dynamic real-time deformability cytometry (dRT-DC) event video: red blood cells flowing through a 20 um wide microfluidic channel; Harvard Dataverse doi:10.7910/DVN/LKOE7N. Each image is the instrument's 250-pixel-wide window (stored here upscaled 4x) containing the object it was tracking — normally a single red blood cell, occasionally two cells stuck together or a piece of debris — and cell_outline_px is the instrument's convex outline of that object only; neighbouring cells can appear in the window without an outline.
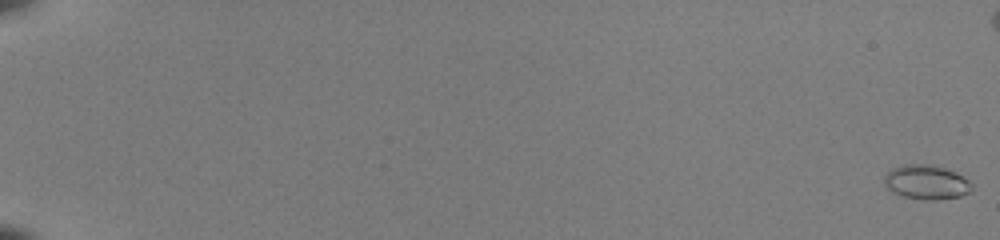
{"species": "common noctule bat (a hibernating species)", "species_latin": "Nyctalus noctula", "temperature_condition": "room temperature", "stored_images_in_passage": 55, "camera_frame_rate_fps": 3000, "um_per_image_px": 0.085, "animal": {"sex": "female", "body_mass_g": 22.0, "forearm_length_mm": 56.7}, "frame": {"image": 1, "passage_image": 1, "time_ms": 0.0, "image_size_px": [1000, 240], "cell_outline_px": [[972, 188], [968, 192], [960, 196], [940, 200], [924, 200], [904, 196], [892, 192], [884, 184], [884, 176], [892, 168], [904, 164], [932, 164], [956, 172], [968, 180], [972, 184]], "centroid_in_image_um": [78.73, 15.48], "position_along_channel_um": 6.3, "area_um2": 17.57}}
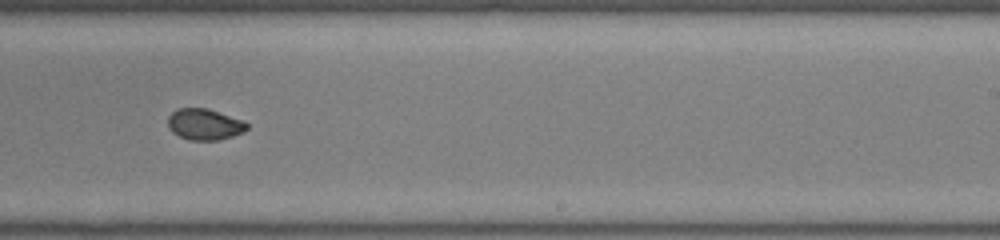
{"frame": {"image": 2, "passage_image": 37, "time_ms": 12.0, "image_size_px": [1000, 240], "cell_outline_px": [[248, 128], [244, 132], [220, 140], [188, 140], [172, 132], [168, 128], [168, 116], [176, 108], [208, 108], [244, 120], [248, 124]], "centroid_in_image_um": [17.39, 10.56], "position_along_channel_um": 271.6, "area_um2": 14.57}}
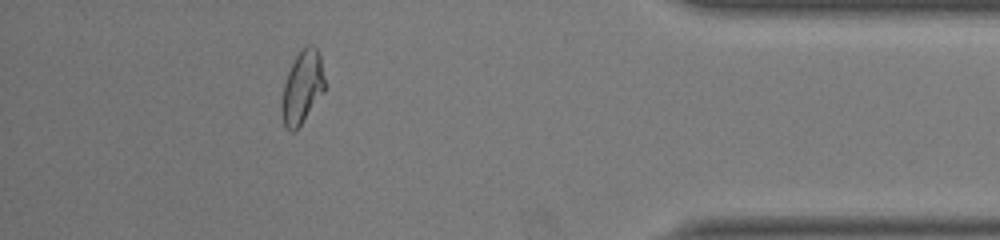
{"frame": {"image": 3, "passage_image": 55, "time_ms": 18.0, "image_size_px": [1000, 240], "cell_outline_px": [[324, 92], [300, 124], [292, 132], [284, 128], [280, 112], [280, 104], [284, 84], [288, 72], [296, 56], [308, 44], [312, 44], [316, 48], [320, 56], [324, 80]], "centroid_in_image_um": [25.65, 7.45], "position_along_channel_um": 409.5, "area_um2": 18.03}}